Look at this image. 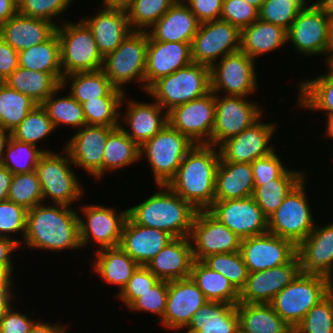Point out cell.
I'll return each mask as SVG.
<instances>
[{
    "mask_svg": "<svg viewBox=\"0 0 333 333\" xmlns=\"http://www.w3.org/2000/svg\"><path fill=\"white\" fill-rule=\"evenodd\" d=\"M27 248L62 251L80 249L79 220L75 208L44 203L27 212L26 232L21 245Z\"/></svg>",
    "mask_w": 333,
    "mask_h": 333,
    "instance_id": "cell-1",
    "label": "cell"
},
{
    "mask_svg": "<svg viewBox=\"0 0 333 333\" xmlns=\"http://www.w3.org/2000/svg\"><path fill=\"white\" fill-rule=\"evenodd\" d=\"M196 144L184 157L175 176L167 184L197 211L208 210L215 201L219 149Z\"/></svg>",
    "mask_w": 333,
    "mask_h": 333,
    "instance_id": "cell-2",
    "label": "cell"
},
{
    "mask_svg": "<svg viewBox=\"0 0 333 333\" xmlns=\"http://www.w3.org/2000/svg\"><path fill=\"white\" fill-rule=\"evenodd\" d=\"M158 192L127 209L135 224L156 228L174 238L189 237L197 210L168 185H157Z\"/></svg>",
    "mask_w": 333,
    "mask_h": 333,
    "instance_id": "cell-3",
    "label": "cell"
},
{
    "mask_svg": "<svg viewBox=\"0 0 333 333\" xmlns=\"http://www.w3.org/2000/svg\"><path fill=\"white\" fill-rule=\"evenodd\" d=\"M210 91V67L192 62L157 80L146 93L168 112Z\"/></svg>",
    "mask_w": 333,
    "mask_h": 333,
    "instance_id": "cell-4",
    "label": "cell"
},
{
    "mask_svg": "<svg viewBox=\"0 0 333 333\" xmlns=\"http://www.w3.org/2000/svg\"><path fill=\"white\" fill-rule=\"evenodd\" d=\"M60 42L63 77L78 72L102 69L103 57L99 53L91 29L82 20L63 21L56 27Z\"/></svg>",
    "mask_w": 333,
    "mask_h": 333,
    "instance_id": "cell-5",
    "label": "cell"
},
{
    "mask_svg": "<svg viewBox=\"0 0 333 333\" xmlns=\"http://www.w3.org/2000/svg\"><path fill=\"white\" fill-rule=\"evenodd\" d=\"M62 154L45 152L36 166L42 194L43 203L50 198L53 204L71 206L84 196V189L72 166L68 152L63 148ZM71 166V167H70Z\"/></svg>",
    "mask_w": 333,
    "mask_h": 333,
    "instance_id": "cell-6",
    "label": "cell"
},
{
    "mask_svg": "<svg viewBox=\"0 0 333 333\" xmlns=\"http://www.w3.org/2000/svg\"><path fill=\"white\" fill-rule=\"evenodd\" d=\"M147 46V31H131L116 50L103 58L102 70L115 88L126 93L124 84L137 81L145 92Z\"/></svg>",
    "mask_w": 333,
    "mask_h": 333,
    "instance_id": "cell-7",
    "label": "cell"
},
{
    "mask_svg": "<svg viewBox=\"0 0 333 333\" xmlns=\"http://www.w3.org/2000/svg\"><path fill=\"white\" fill-rule=\"evenodd\" d=\"M195 145L186 135L167 124L140 146V159L144 157L148 161L156 185H167Z\"/></svg>",
    "mask_w": 333,
    "mask_h": 333,
    "instance_id": "cell-8",
    "label": "cell"
},
{
    "mask_svg": "<svg viewBox=\"0 0 333 333\" xmlns=\"http://www.w3.org/2000/svg\"><path fill=\"white\" fill-rule=\"evenodd\" d=\"M327 294L326 277L299 273L269 304L294 330L307 312Z\"/></svg>",
    "mask_w": 333,
    "mask_h": 333,
    "instance_id": "cell-9",
    "label": "cell"
},
{
    "mask_svg": "<svg viewBox=\"0 0 333 333\" xmlns=\"http://www.w3.org/2000/svg\"><path fill=\"white\" fill-rule=\"evenodd\" d=\"M304 178L289 193L274 214L268 218V232L292 241L298 246L314 229L316 221L310 208Z\"/></svg>",
    "mask_w": 333,
    "mask_h": 333,
    "instance_id": "cell-10",
    "label": "cell"
},
{
    "mask_svg": "<svg viewBox=\"0 0 333 333\" xmlns=\"http://www.w3.org/2000/svg\"><path fill=\"white\" fill-rule=\"evenodd\" d=\"M256 60L238 51L210 67V90L215 94L247 97L258 88Z\"/></svg>",
    "mask_w": 333,
    "mask_h": 333,
    "instance_id": "cell-11",
    "label": "cell"
},
{
    "mask_svg": "<svg viewBox=\"0 0 333 333\" xmlns=\"http://www.w3.org/2000/svg\"><path fill=\"white\" fill-rule=\"evenodd\" d=\"M246 98L248 97L215 94L212 146L218 148L262 118L263 110L256 102Z\"/></svg>",
    "mask_w": 333,
    "mask_h": 333,
    "instance_id": "cell-12",
    "label": "cell"
},
{
    "mask_svg": "<svg viewBox=\"0 0 333 333\" xmlns=\"http://www.w3.org/2000/svg\"><path fill=\"white\" fill-rule=\"evenodd\" d=\"M240 38L241 31L228 21L201 23L191 43L192 62L211 67L218 58L240 51Z\"/></svg>",
    "mask_w": 333,
    "mask_h": 333,
    "instance_id": "cell-13",
    "label": "cell"
},
{
    "mask_svg": "<svg viewBox=\"0 0 333 333\" xmlns=\"http://www.w3.org/2000/svg\"><path fill=\"white\" fill-rule=\"evenodd\" d=\"M80 210L84 214L80 217L78 212L81 247L89 246L91 241L98 245L97 250L119 246L127 209L117 212L104 205L84 204Z\"/></svg>",
    "mask_w": 333,
    "mask_h": 333,
    "instance_id": "cell-14",
    "label": "cell"
},
{
    "mask_svg": "<svg viewBox=\"0 0 333 333\" xmlns=\"http://www.w3.org/2000/svg\"><path fill=\"white\" fill-rule=\"evenodd\" d=\"M215 122V93L180 104L168 111V124L195 144L212 146Z\"/></svg>",
    "mask_w": 333,
    "mask_h": 333,
    "instance_id": "cell-15",
    "label": "cell"
},
{
    "mask_svg": "<svg viewBox=\"0 0 333 333\" xmlns=\"http://www.w3.org/2000/svg\"><path fill=\"white\" fill-rule=\"evenodd\" d=\"M189 238L198 261L212 254L238 252L242 241L208 210L197 211Z\"/></svg>",
    "mask_w": 333,
    "mask_h": 333,
    "instance_id": "cell-16",
    "label": "cell"
},
{
    "mask_svg": "<svg viewBox=\"0 0 333 333\" xmlns=\"http://www.w3.org/2000/svg\"><path fill=\"white\" fill-rule=\"evenodd\" d=\"M287 42L304 56L327 54L328 15L316 5H305L287 30Z\"/></svg>",
    "mask_w": 333,
    "mask_h": 333,
    "instance_id": "cell-17",
    "label": "cell"
},
{
    "mask_svg": "<svg viewBox=\"0 0 333 333\" xmlns=\"http://www.w3.org/2000/svg\"><path fill=\"white\" fill-rule=\"evenodd\" d=\"M208 211L240 239L268 232V218L252 196L214 201Z\"/></svg>",
    "mask_w": 333,
    "mask_h": 333,
    "instance_id": "cell-18",
    "label": "cell"
},
{
    "mask_svg": "<svg viewBox=\"0 0 333 333\" xmlns=\"http://www.w3.org/2000/svg\"><path fill=\"white\" fill-rule=\"evenodd\" d=\"M117 127L85 125L64 145L74 167L95 179L103 177V155L108 135Z\"/></svg>",
    "mask_w": 333,
    "mask_h": 333,
    "instance_id": "cell-19",
    "label": "cell"
},
{
    "mask_svg": "<svg viewBox=\"0 0 333 333\" xmlns=\"http://www.w3.org/2000/svg\"><path fill=\"white\" fill-rule=\"evenodd\" d=\"M276 130L275 123L261 122L260 118L251 127L218 147L220 162L252 163L258 158L270 155L275 148L269 142Z\"/></svg>",
    "mask_w": 333,
    "mask_h": 333,
    "instance_id": "cell-20",
    "label": "cell"
},
{
    "mask_svg": "<svg viewBox=\"0 0 333 333\" xmlns=\"http://www.w3.org/2000/svg\"><path fill=\"white\" fill-rule=\"evenodd\" d=\"M240 253L248 272H258L289 263L297 255V246L272 233L242 239Z\"/></svg>",
    "mask_w": 333,
    "mask_h": 333,
    "instance_id": "cell-21",
    "label": "cell"
},
{
    "mask_svg": "<svg viewBox=\"0 0 333 333\" xmlns=\"http://www.w3.org/2000/svg\"><path fill=\"white\" fill-rule=\"evenodd\" d=\"M299 273L298 255L287 264L249 273L244 287L239 292V302L270 303Z\"/></svg>",
    "mask_w": 333,
    "mask_h": 333,
    "instance_id": "cell-22",
    "label": "cell"
},
{
    "mask_svg": "<svg viewBox=\"0 0 333 333\" xmlns=\"http://www.w3.org/2000/svg\"><path fill=\"white\" fill-rule=\"evenodd\" d=\"M207 301L191 277L168 281L166 308L160 324L172 331L182 330Z\"/></svg>",
    "mask_w": 333,
    "mask_h": 333,
    "instance_id": "cell-23",
    "label": "cell"
},
{
    "mask_svg": "<svg viewBox=\"0 0 333 333\" xmlns=\"http://www.w3.org/2000/svg\"><path fill=\"white\" fill-rule=\"evenodd\" d=\"M191 63V43L156 41L148 35L145 92L160 78Z\"/></svg>",
    "mask_w": 333,
    "mask_h": 333,
    "instance_id": "cell-24",
    "label": "cell"
},
{
    "mask_svg": "<svg viewBox=\"0 0 333 333\" xmlns=\"http://www.w3.org/2000/svg\"><path fill=\"white\" fill-rule=\"evenodd\" d=\"M317 224L297 246L300 273L327 277L333 269V222Z\"/></svg>",
    "mask_w": 333,
    "mask_h": 333,
    "instance_id": "cell-25",
    "label": "cell"
},
{
    "mask_svg": "<svg viewBox=\"0 0 333 333\" xmlns=\"http://www.w3.org/2000/svg\"><path fill=\"white\" fill-rule=\"evenodd\" d=\"M127 104V112L119 117V127L140 147L155 136L168 124V112L155 100L138 102L132 100ZM164 110V111H163ZM163 113V114H162ZM121 121L123 124H121ZM129 127V130L125 127ZM131 129V130H130Z\"/></svg>",
    "mask_w": 333,
    "mask_h": 333,
    "instance_id": "cell-26",
    "label": "cell"
},
{
    "mask_svg": "<svg viewBox=\"0 0 333 333\" xmlns=\"http://www.w3.org/2000/svg\"><path fill=\"white\" fill-rule=\"evenodd\" d=\"M173 239L167 232L135 224L127 217L119 247L139 266H146Z\"/></svg>",
    "mask_w": 333,
    "mask_h": 333,
    "instance_id": "cell-27",
    "label": "cell"
},
{
    "mask_svg": "<svg viewBox=\"0 0 333 333\" xmlns=\"http://www.w3.org/2000/svg\"><path fill=\"white\" fill-rule=\"evenodd\" d=\"M194 262L189 237L174 238L153 257L146 267L159 280L186 279L191 276Z\"/></svg>",
    "mask_w": 333,
    "mask_h": 333,
    "instance_id": "cell-28",
    "label": "cell"
},
{
    "mask_svg": "<svg viewBox=\"0 0 333 333\" xmlns=\"http://www.w3.org/2000/svg\"><path fill=\"white\" fill-rule=\"evenodd\" d=\"M200 24L186 3H174L147 33L156 41L192 43Z\"/></svg>",
    "mask_w": 333,
    "mask_h": 333,
    "instance_id": "cell-29",
    "label": "cell"
},
{
    "mask_svg": "<svg viewBox=\"0 0 333 333\" xmlns=\"http://www.w3.org/2000/svg\"><path fill=\"white\" fill-rule=\"evenodd\" d=\"M102 8L95 16L82 20L91 29L98 51L104 58L116 50L132 30L126 11Z\"/></svg>",
    "mask_w": 333,
    "mask_h": 333,
    "instance_id": "cell-30",
    "label": "cell"
},
{
    "mask_svg": "<svg viewBox=\"0 0 333 333\" xmlns=\"http://www.w3.org/2000/svg\"><path fill=\"white\" fill-rule=\"evenodd\" d=\"M55 31L52 22L19 13L0 26V36L18 52L46 41Z\"/></svg>",
    "mask_w": 333,
    "mask_h": 333,
    "instance_id": "cell-31",
    "label": "cell"
},
{
    "mask_svg": "<svg viewBox=\"0 0 333 333\" xmlns=\"http://www.w3.org/2000/svg\"><path fill=\"white\" fill-rule=\"evenodd\" d=\"M186 333H240L236 305L207 301L192 316Z\"/></svg>",
    "mask_w": 333,
    "mask_h": 333,
    "instance_id": "cell-32",
    "label": "cell"
},
{
    "mask_svg": "<svg viewBox=\"0 0 333 333\" xmlns=\"http://www.w3.org/2000/svg\"><path fill=\"white\" fill-rule=\"evenodd\" d=\"M254 187L251 163H219L215 180V201L251 197Z\"/></svg>",
    "mask_w": 333,
    "mask_h": 333,
    "instance_id": "cell-33",
    "label": "cell"
},
{
    "mask_svg": "<svg viewBox=\"0 0 333 333\" xmlns=\"http://www.w3.org/2000/svg\"><path fill=\"white\" fill-rule=\"evenodd\" d=\"M286 43V29L260 19L241 30L240 51L254 60L281 48Z\"/></svg>",
    "mask_w": 333,
    "mask_h": 333,
    "instance_id": "cell-34",
    "label": "cell"
},
{
    "mask_svg": "<svg viewBox=\"0 0 333 333\" xmlns=\"http://www.w3.org/2000/svg\"><path fill=\"white\" fill-rule=\"evenodd\" d=\"M240 333H294L269 303L236 305Z\"/></svg>",
    "mask_w": 333,
    "mask_h": 333,
    "instance_id": "cell-35",
    "label": "cell"
},
{
    "mask_svg": "<svg viewBox=\"0 0 333 333\" xmlns=\"http://www.w3.org/2000/svg\"><path fill=\"white\" fill-rule=\"evenodd\" d=\"M92 265L106 284L118 286L120 293L139 265L119 246L96 250Z\"/></svg>",
    "mask_w": 333,
    "mask_h": 333,
    "instance_id": "cell-36",
    "label": "cell"
},
{
    "mask_svg": "<svg viewBox=\"0 0 333 333\" xmlns=\"http://www.w3.org/2000/svg\"><path fill=\"white\" fill-rule=\"evenodd\" d=\"M19 67L50 73L61 83L63 72L57 32L55 31L46 41L19 51Z\"/></svg>",
    "mask_w": 333,
    "mask_h": 333,
    "instance_id": "cell-37",
    "label": "cell"
},
{
    "mask_svg": "<svg viewBox=\"0 0 333 333\" xmlns=\"http://www.w3.org/2000/svg\"><path fill=\"white\" fill-rule=\"evenodd\" d=\"M305 171L288 169L280 178L254 185L252 197L263 214L270 218L285 197L306 177Z\"/></svg>",
    "mask_w": 333,
    "mask_h": 333,
    "instance_id": "cell-38",
    "label": "cell"
},
{
    "mask_svg": "<svg viewBox=\"0 0 333 333\" xmlns=\"http://www.w3.org/2000/svg\"><path fill=\"white\" fill-rule=\"evenodd\" d=\"M190 277L208 301L232 305L239 303V291L232 283L221 273L211 270L202 261L194 260Z\"/></svg>",
    "mask_w": 333,
    "mask_h": 333,
    "instance_id": "cell-39",
    "label": "cell"
},
{
    "mask_svg": "<svg viewBox=\"0 0 333 333\" xmlns=\"http://www.w3.org/2000/svg\"><path fill=\"white\" fill-rule=\"evenodd\" d=\"M4 83L29 96L37 104H42L50 94L61 86V83L52 74L23 67L15 69Z\"/></svg>",
    "mask_w": 333,
    "mask_h": 333,
    "instance_id": "cell-40",
    "label": "cell"
},
{
    "mask_svg": "<svg viewBox=\"0 0 333 333\" xmlns=\"http://www.w3.org/2000/svg\"><path fill=\"white\" fill-rule=\"evenodd\" d=\"M122 90L114 88L107 96L97 97L83 102L86 125L119 127L120 110L128 96ZM127 98V99H126Z\"/></svg>",
    "mask_w": 333,
    "mask_h": 333,
    "instance_id": "cell-41",
    "label": "cell"
},
{
    "mask_svg": "<svg viewBox=\"0 0 333 333\" xmlns=\"http://www.w3.org/2000/svg\"><path fill=\"white\" fill-rule=\"evenodd\" d=\"M140 147L120 128H115L109 135L103 155V176L139 162Z\"/></svg>",
    "mask_w": 333,
    "mask_h": 333,
    "instance_id": "cell-42",
    "label": "cell"
},
{
    "mask_svg": "<svg viewBox=\"0 0 333 333\" xmlns=\"http://www.w3.org/2000/svg\"><path fill=\"white\" fill-rule=\"evenodd\" d=\"M69 83L71 86L69 94L80 104L97 97H105L115 88L102 69L64 76L61 86L66 88Z\"/></svg>",
    "mask_w": 333,
    "mask_h": 333,
    "instance_id": "cell-43",
    "label": "cell"
},
{
    "mask_svg": "<svg viewBox=\"0 0 333 333\" xmlns=\"http://www.w3.org/2000/svg\"><path fill=\"white\" fill-rule=\"evenodd\" d=\"M298 105L302 109L310 111L326 112L325 115L333 114V77L326 73L298 82Z\"/></svg>",
    "mask_w": 333,
    "mask_h": 333,
    "instance_id": "cell-44",
    "label": "cell"
},
{
    "mask_svg": "<svg viewBox=\"0 0 333 333\" xmlns=\"http://www.w3.org/2000/svg\"><path fill=\"white\" fill-rule=\"evenodd\" d=\"M63 89L64 88L60 86L50 94L41 105L45 108L56 130L60 125L72 126V128L79 130L86 125L82 105L70 94L56 97L60 90Z\"/></svg>",
    "mask_w": 333,
    "mask_h": 333,
    "instance_id": "cell-45",
    "label": "cell"
},
{
    "mask_svg": "<svg viewBox=\"0 0 333 333\" xmlns=\"http://www.w3.org/2000/svg\"><path fill=\"white\" fill-rule=\"evenodd\" d=\"M37 105L29 96L0 82V126L4 129L11 132Z\"/></svg>",
    "mask_w": 333,
    "mask_h": 333,
    "instance_id": "cell-46",
    "label": "cell"
},
{
    "mask_svg": "<svg viewBox=\"0 0 333 333\" xmlns=\"http://www.w3.org/2000/svg\"><path fill=\"white\" fill-rule=\"evenodd\" d=\"M45 152L52 151L40 149L36 145L20 142L11 137L1 165L12 174L30 173L36 170L39 159Z\"/></svg>",
    "mask_w": 333,
    "mask_h": 333,
    "instance_id": "cell-47",
    "label": "cell"
},
{
    "mask_svg": "<svg viewBox=\"0 0 333 333\" xmlns=\"http://www.w3.org/2000/svg\"><path fill=\"white\" fill-rule=\"evenodd\" d=\"M56 130L49 118L45 108L38 104L26 116V118L11 131V137L17 141L30 143L37 146V143L48 137Z\"/></svg>",
    "mask_w": 333,
    "mask_h": 333,
    "instance_id": "cell-48",
    "label": "cell"
},
{
    "mask_svg": "<svg viewBox=\"0 0 333 333\" xmlns=\"http://www.w3.org/2000/svg\"><path fill=\"white\" fill-rule=\"evenodd\" d=\"M173 0H134L126 11L132 31H147L174 4Z\"/></svg>",
    "mask_w": 333,
    "mask_h": 333,
    "instance_id": "cell-49",
    "label": "cell"
},
{
    "mask_svg": "<svg viewBox=\"0 0 333 333\" xmlns=\"http://www.w3.org/2000/svg\"><path fill=\"white\" fill-rule=\"evenodd\" d=\"M202 262L211 270L224 275L239 292L244 287L249 272L240 251L212 254Z\"/></svg>",
    "mask_w": 333,
    "mask_h": 333,
    "instance_id": "cell-50",
    "label": "cell"
},
{
    "mask_svg": "<svg viewBox=\"0 0 333 333\" xmlns=\"http://www.w3.org/2000/svg\"><path fill=\"white\" fill-rule=\"evenodd\" d=\"M8 200L23 206L27 210L43 203L41 184L36 171L13 174Z\"/></svg>",
    "mask_w": 333,
    "mask_h": 333,
    "instance_id": "cell-51",
    "label": "cell"
},
{
    "mask_svg": "<svg viewBox=\"0 0 333 333\" xmlns=\"http://www.w3.org/2000/svg\"><path fill=\"white\" fill-rule=\"evenodd\" d=\"M294 333H333V294L328 293L313 306Z\"/></svg>",
    "mask_w": 333,
    "mask_h": 333,
    "instance_id": "cell-52",
    "label": "cell"
},
{
    "mask_svg": "<svg viewBox=\"0 0 333 333\" xmlns=\"http://www.w3.org/2000/svg\"><path fill=\"white\" fill-rule=\"evenodd\" d=\"M304 6L300 0H265L259 10V19L288 30Z\"/></svg>",
    "mask_w": 333,
    "mask_h": 333,
    "instance_id": "cell-53",
    "label": "cell"
},
{
    "mask_svg": "<svg viewBox=\"0 0 333 333\" xmlns=\"http://www.w3.org/2000/svg\"><path fill=\"white\" fill-rule=\"evenodd\" d=\"M73 0H18V13L33 18L44 19L52 22L56 27L54 18H58L67 10ZM58 16V17H56Z\"/></svg>",
    "mask_w": 333,
    "mask_h": 333,
    "instance_id": "cell-54",
    "label": "cell"
},
{
    "mask_svg": "<svg viewBox=\"0 0 333 333\" xmlns=\"http://www.w3.org/2000/svg\"><path fill=\"white\" fill-rule=\"evenodd\" d=\"M168 295V281L159 280L151 289L135 299L128 309L137 312H149L163 319Z\"/></svg>",
    "mask_w": 333,
    "mask_h": 333,
    "instance_id": "cell-55",
    "label": "cell"
},
{
    "mask_svg": "<svg viewBox=\"0 0 333 333\" xmlns=\"http://www.w3.org/2000/svg\"><path fill=\"white\" fill-rule=\"evenodd\" d=\"M28 210L10 200L0 201V237L11 238L10 234L25 236Z\"/></svg>",
    "mask_w": 333,
    "mask_h": 333,
    "instance_id": "cell-56",
    "label": "cell"
},
{
    "mask_svg": "<svg viewBox=\"0 0 333 333\" xmlns=\"http://www.w3.org/2000/svg\"><path fill=\"white\" fill-rule=\"evenodd\" d=\"M220 19L241 31L259 19V10L244 0H223Z\"/></svg>",
    "mask_w": 333,
    "mask_h": 333,
    "instance_id": "cell-57",
    "label": "cell"
},
{
    "mask_svg": "<svg viewBox=\"0 0 333 333\" xmlns=\"http://www.w3.org/2000/svg\"><path fill=\"white\" fill-rule=\"evenodd\" d=\"M158 281L159 279L146 266H139L123 290L117 294L118 299L128 307L140 294L151 289Z\"/></svg>",
    "mask_w": 333,
    "mask_h": 333,
    "instance_id": "cell-58",
    "label": "cell"
},
{
    "mask_svg": "<svg viewBox=\"0 0 333 333\" xmlns=\"http://www.w3.org/2000/svg\"><path fill=\"white\" fill-rule=\"evenodd\" d=\"M251 166L254 176V185H262V182H270L278 179L288 170L283 162H281L276 151L268 156L254 160Z\"/></svg>",
    "mask_w": 333,
    "mask_h": 333,
    "instance_id": "cell-59",
    "label": "cell"
},
{
    "mask_svg": "<svg viewBox=\"0 0 333 333\" xmlns=\"http://www.w3.org/2000/svg\"><path fill=\"white\" fill-rule=\"evenodd\" d=\"M13 308L12 304L0 320V333H29L36 320L29 318L27 314L15 311Z\"/></svg>",
    "mask_w": 333,
    "mask_h": 333,
    "instance_id": "cell-60",
    "label": "cell"
},
{
    "mask_svg": "<svg viewBox=\"0 0 333 333\" xmlns=\"http://www.w3.org/2000/svg\"><path fill=\"white\" fill-rule=\"evenodd\" d=\"M186 4L200 23L220 19L223 0H188Z\"/></svg>",
    "mask_w": 333,
    "mask_h": 333,
    "instance_id": "cell-61",
    "label": "cell"
},
{
    "mask_svg": "<svg viewBox=\"0 0 333 333\" xmlns=\"http://www.w3.org/2000/svg\"><path fill=\"white\" fill-rule=\"evenodd\" d=\"M19 67V52L0 36V82Z\"/></svg>",
    "mask_w": 333,
    "mask_h": 333,
    "instance_id": "cell-62",
    "label": "cell"
},
{
    "mask_svg": "<svg viewBox=\"0 0 333 333\" xmlns=\"http://www.w3.org/2000/svg\"><path fill=\"white\" fill-rule=\"evenodd\" d=\"M21 247V240L0 237V265H13L12 252Z\"/></svg>",
    "mask_w": 333,
    "mask_h": 333,
    "instance_id": "cell-63",
    "label": "cell"
},
{
    "mask_svg": "<svg viewBox=\"0 0 333 333\" xmlns=\"http://www.w3.org/2000/svg\"><path fill=\"white\" fill-rule=\"evenodd\" d=\"M13 265H0V293H14Z\"/></svg>",
    "mask_w": 333,
    "mask_h": 333,
    "instance_id": "cell-64",
    "label": "cell"
},
{
    "mask_svg": "<svg viewBox=\"0 0 333 333\" xmlns=\"http://www.w3.org/2000/svg\"><path fill=\"white\" fill-rule=\"evenodd\" d=\"M67 327L57 323H45L44 321H35L29 330V333H66Z\"/></svg>",
    "mask_w": 333,
    "mask_h": 333,
    "instance_id": "cell-65",
    "label": "cell"
},
{
    "mask_svg": "<svg viewBox=\"0 0 333 333\" xmlns=\"http://www.w3.org/2000/svg\"><path fill=\"white\" fill-rule=\"evenodd\" d=\"M18 13L16 0H0V26Z\"/></svg>",
    "mask_w": 333,
    "mask_h": 333,
    "instance_id": "cell-66",
    "label": "cell"
},
{
    "mask_svg": "<svg viewBox=\"0 0 333 333\" xmlns=\"http://www.w3.org/2000/svg\"><path fill=\"white\" fill-rule=\"evenodd\" d=\"M13 174L3 165H0V201L8 200V193Z\"/></svg>",
    "mask_w": 333,
    "mask_h": 333,
    "instance_id": "cell-67",
    "label": "cell"
},
{
    "mask_svg": "<svg viewBox=\"0 0 333 333\" xmlns=\"http://www.w3.org/2000/svg\"><path fill=\"white\" fill-rule=\"evenodd\" d=\"M133 2L134 0H103V7L108 9L127 11Z\"/></svg>",
    "mask_w": 333,
    "mask_h": 333,
    "instance_id": "cell-68",
    "label": "cell"
},
{
    "mask_svg": "<svg viewBox=\"0 0 333 333\" xmlns=\"http://www.w3.org/2000/svg\"><path fill=\"white\" fill-rule=\"evenodd\" d=\"M14 293H0V320L4 317L5 312L10 308Z\"/></svg>",
    "mask_w": 333,
    "mask_h": 333,
    "instance_id": "cell-69",
    "label": "cell"
},
{
    "mask_svg": "<svg viewBox=\"0 0 333 333\" xmlns=\"http://www.w3.org/2000/svg\"><path fill=\"white\" fill-rule=\"evenodd\" d=\"M10 138L11 132L0 126V165Z\"/></svg>",
    "mask_w": 333,
    "mask_h": 333,
    "instance_id": "cell-70",
    "label": "cell"
},
{
    "mask_svg": "<svg viewBox=\"0 0 333 333\" xmlns=\"http://www.w3.org/2000/svg\"><path fill=\"white\" fill-rule=\"evenodd\" d=\"M318 5L328 16L333 15V0H316L311 5Z\"/></svg>",
    "mask_w": 333,
    "mask_h": 333,
    "instance_id": "cell-71",
    "label": "cell"
},
{
    "mask_svg": "<svg viewBox=\"0 0 333 333\" xmlns=\"http://www.w3.org/2000/svg\"><path fill=\"white\" fill-rule=\"evenodd\" d=\"M325 58V63L327 64L326 66L328 67L327 72H325L328 76L333 77V49H329V51L327 52Z\"/></svg>",
    "mask_w": 333,
    "mask_h": 333,
    "instance_id": "cell-72",
    "label": "cell"
},
{
    "mask_svg": "<svg viewBox=\"0 0 333 333\" xmlns=\"http://www.w3.org/2000/svg\"><path fill=\"white\" fill-rule=\"evenodd\" d=\"M326 136L331 137L333 139V114L326 116Z\"/></svg>",
    "mask_w": 333,
    "mask_h": 333,
    "instance_id": "cell-73",
    "label": "cell"
},
{
    "mask_svg": "<svg viewBox=\"0 0 333 333\" xmlns=\"http://www.w3.org/2000/svg\"><path fill=\"white\" fill-rule=\"evenodd\" d=\"M328 38L330 49H333V15L328 16Z\"/></svg>",
    "mask_w": 333,
    "mask_h": 333,
    "instance_id": "cell-74",
    "label": "cell"
},
{
    "mask_svg": "<svg viewBox=\"0 0 333 333\" xmlns=\"http://www.w3.org/2000/svg\"><path fill=\"white\" fill-rule=\"evenodd\" d=\"M326 278H327L328 293L333 294V269Z\"/></svg>",
    "mask_w": 333,
    "mask_h": 333,
    "instance_id": "cell-75",
    "label": "cell"
},
{
    "mask_svg": "<svg viewBox=\"0 0 333 333\" xmlns=\"http://www.w3.org/2000/svg\"><path fill=\"white\" fill-rule=\"evenodd\" d=\"M247 3H249L250 5H253L254 7H256L258 10L261 9L262 4L265 0H244Z\"/></svg>",
    "mask_w": 333,
    "mask_h": 333,
    "instance_id": "cell-76",
    "label": "cell"
},
{
    "mask_svg": "<svg viewBox=\"0 0 333 333\" xmlns=\"http://www.w3.org/2000/svg\"><path fill=\"white\" fill-rule=\"evenodd\" d=\"M175 3H186L188 0H173Z\"/></svg>",
    "mask_w": 333,
    "mask_h": 333,
    "instance_id": "cell-77",
    "label": "cell"
},
{
    "mask_svg": "<svg viewBox=\"0 0 333 333\" xmlns=\"http://www.w3.org/2000/svg\"><path fill=\"white\" fill-rule=\"evenodd\" d=\"M301 2H303L305 5H309V3L311 2V1H309V0H300ZM309 1V2H308Z\"/></svg>",
    "mask_w": 333,
    "mask_h": 333,
    "instance_id": "cell-78",
    "label": "cell"
}]
</instances>
